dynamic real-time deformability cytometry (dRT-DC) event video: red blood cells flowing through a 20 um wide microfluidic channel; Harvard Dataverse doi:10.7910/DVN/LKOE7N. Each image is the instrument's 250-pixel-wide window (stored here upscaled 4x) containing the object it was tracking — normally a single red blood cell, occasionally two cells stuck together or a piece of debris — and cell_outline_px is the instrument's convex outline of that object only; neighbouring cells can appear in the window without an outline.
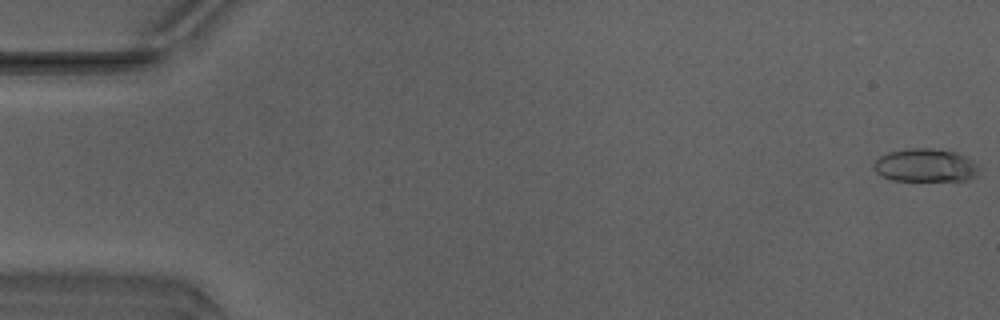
{"species": "Egyptian fruit bat (a non-hibernating species)", "species_latin": "Rousettus aegyptiacus", "temperature_condition": "warm", "stored_images_in_passage": 12, "camera_frame_rate_fps": 3000, "um_per_image_px": 0.085, "animal": {"sex": "male"}, "frame": {"image": 1, "passage_image": 1, "time_ms": 0.0, "image_size_px": [1000, 320], "cell_outline_px": [[980, 172], [976, 176], [968, 180], [892, 180], [876, 172], [872, 164], [880, 156], [888, 152], [908, 148], [932, 148], [956, 152], [980, 164]], "centroid_in_image_um": [78.7, 14.04], "position_along_channel_um": 6.3, "area_um2": 20.46}}